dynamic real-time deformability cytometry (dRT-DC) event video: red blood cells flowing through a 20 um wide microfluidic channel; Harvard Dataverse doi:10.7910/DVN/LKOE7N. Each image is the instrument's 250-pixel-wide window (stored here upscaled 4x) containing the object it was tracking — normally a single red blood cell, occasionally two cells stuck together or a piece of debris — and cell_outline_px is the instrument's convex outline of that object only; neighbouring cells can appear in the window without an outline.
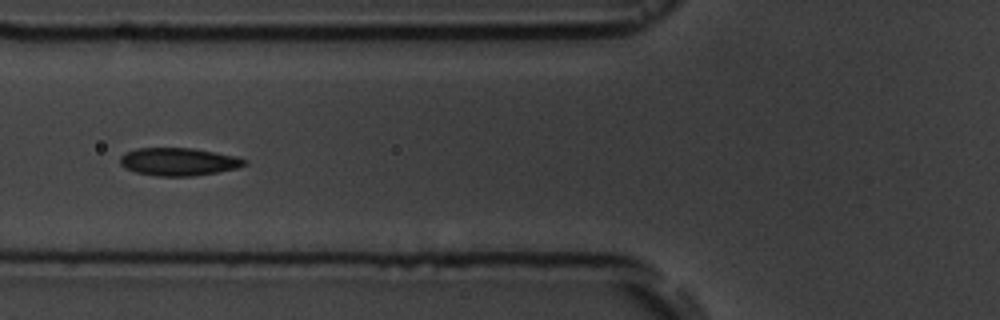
{"species": "common noctule bat (a hibernating species)", "species_latin": "Nyctalus noctula", "temperature_condition": "room temperature", "stored_images_in_passage": 14, "camera_frame_rate_fps": 3000, "um_per_image_px": 0.085, "animal": {"sex": "male", "body_mass_g": 19.5, "forearm_length_mm": 54.6}, "frame": {"image": 1, "passage_image": 5, "time_ms": 5.333, "image_size_px": [1000, 320], "cell_outline_px": [[248, 164], [236, 168], [216, 172], [192, 176], [156, 176], [136, 172], [124, 168], [120, 164], [120, 156], [124, 152], [136, 148], [192, 148], [236, 156], [248, 160]], "centroid_in_image_um": [15.15, 13.74], "position_along_channel_um": 110.6, "area_um2": 20.23}}
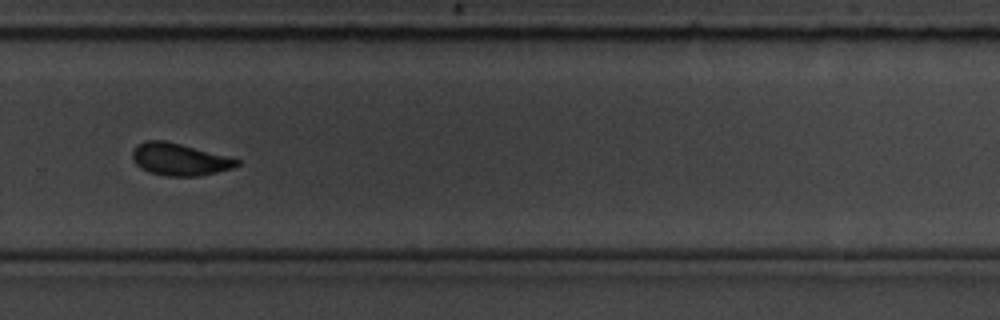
{"frame": {"image": 2, "passage_image": 10, "time_ms": 11.0, "image_size_px": [1000, 320], "cell_outline_px": [[240, 164], [232, 168], [200, 176], [168, 176], [148, 172], [140, 168], [132, 160], [132, 148], [136, 144], [144, 140], [164, 140], [180, 144], [240, 160]], "centroid_in_image_um": [15.18, 13.54], "position_along_channel_um": 314.6, "area_um2": 19.54}}
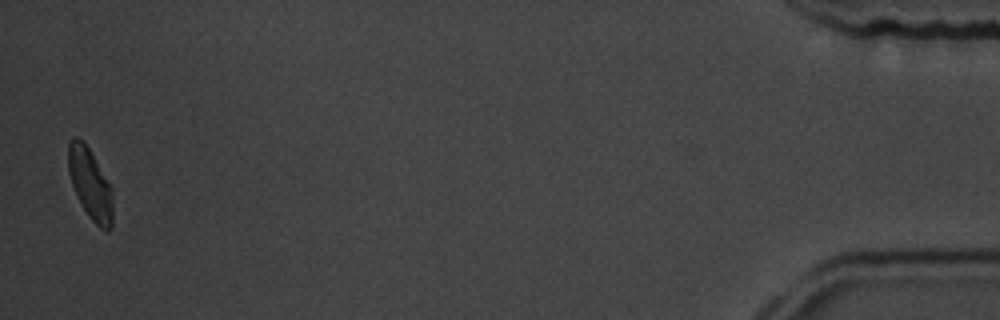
{"frame": {"image": 3, "passage_image": 14, "time_ms": 16.667, "image_size_px": [1000, 320], "cell_outline_px": [[112, 228], [108, 232], [100, 228], [88, 216], [76, 196], [68, 172], [68, 144], [72, 136], [76, 136], [84, 140], [112, 184]], "centroid_in_image_um": [7.68, 15.6], "position_along_channel_um": 427.5, "area_um2": 18.96}, "authors_computed_cell_mechanics": {"area_um2": 20.1433, "velocity_mm_per_s": 3.6155, "shape_relaxation_time_tau1_ms": 9.4013, "shape_relaxation_time_tau2_ms": 1.9584, "deformation_change_tau1": 0.1884, "deformation_change_tau2": 0.0818}}